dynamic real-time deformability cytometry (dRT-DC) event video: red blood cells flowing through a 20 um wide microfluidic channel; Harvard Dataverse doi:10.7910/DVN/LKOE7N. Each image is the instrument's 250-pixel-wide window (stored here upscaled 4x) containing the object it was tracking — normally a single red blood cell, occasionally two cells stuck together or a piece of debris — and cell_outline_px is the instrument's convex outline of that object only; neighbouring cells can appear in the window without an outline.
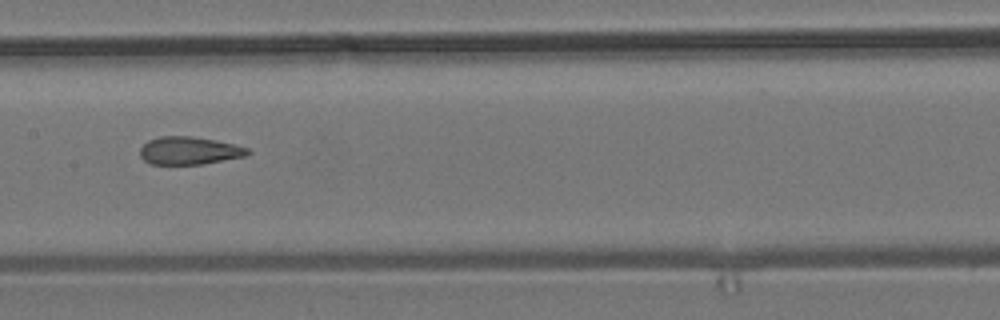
{"species": "common noctule bat (a hibernating species)", "species_latin": "Nyctalus noctula", "temperature_condition": "room temperature", "stored_images_in_passage": 9, "camera_frame_rate_fps": 3000, "um_per_image_px": 0.085, "animal": {"sex": "male", "body_mass_g": 19.2, "forearm_length_mm": 51.8}, "frame": {"image": 1, "passage_image": 7, "time_ms": 7.0, "image_size_px": [1000, 320], "cell_outline_px": [[252, 152], [244, 156], [200, 164], [152, 164], [144, 160], [140, 156], [140, 148], [148, 140], [160, 136], [192, 136], [216, 140], [248, 148]], "centroid_in_image_um": [16.05, 12.79], "position_along_channel_um": 191.3, "area_um2": 17.28}}
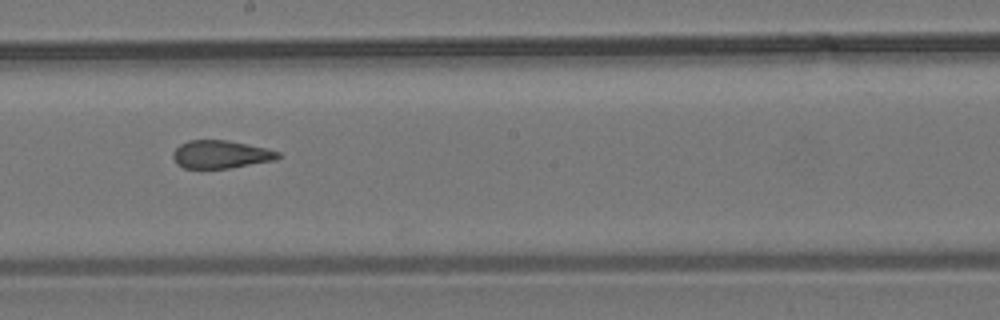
{"frame": {"image": 2, "passage_image": 8, "time_ms": 8.0, "image_size_px": [1000, 320], "cell_outline_px": [[280, 156], [276, 160], [228, 168], [184, 168], [176, 164], [172, 156], [172, 152], [180, 144], [188, 140], [228, 140], [264, 148], [280, 152]], "centroid_in_image_um": [18.73, 13.12], "position_along_channel_um": 229.5, "area_um2": 17.05}}
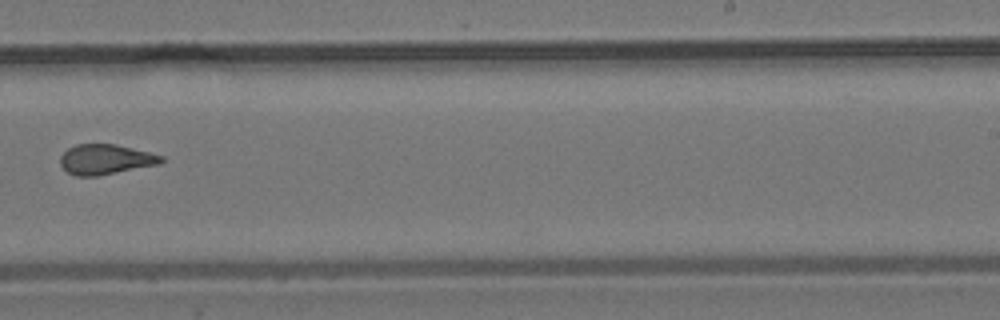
{"frame": {"image": 3, "passage_image": 9, "time_ms": 9.333, "image_size_px": [1000, 320], "cell_outline_px": [[164, 160], [160, 164], [96, 176], [76, 176], [68, 172], [60, 164], [60, 156], [68, 148], [76, 144], [116, 144], [164, 156]], "centroid_in_image_um": [8.97, 13.54], "position_along_channel_um": 280.0, "area_um2": 17.63}}